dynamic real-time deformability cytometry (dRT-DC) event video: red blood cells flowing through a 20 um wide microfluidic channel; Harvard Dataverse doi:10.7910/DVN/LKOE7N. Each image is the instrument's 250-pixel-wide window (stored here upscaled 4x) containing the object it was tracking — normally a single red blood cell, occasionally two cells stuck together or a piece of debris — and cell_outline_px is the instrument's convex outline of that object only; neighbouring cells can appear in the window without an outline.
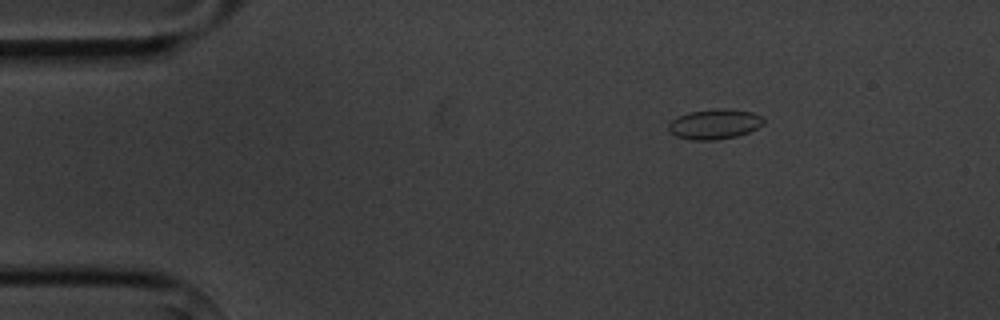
{"species": "common noctule bat (a hibernating species)", "species_latin": "Nyctalus noctula", "temperature_condition": "cold", "stored_images_in_passage": 4, "camera_frame_rate_fps": 3000, "um_per_image_px": 0.085, "animal": {"sex": "male", "body_mass_g": 20.1, "forearm_length_mm": 53.5}, "frame": {"image": 1, "passage_image": 2, "time_ms": 2.0, "image_size_px": [1000, 320], "cell_outline_px": [[764, 124], [748, 132], [736, 136], [716, 140], [688, 140], [676, 136], [668, 132], [668, 124], [672, 120], [688, 112], [720, 108], [728, 108], [752, 112], [764, 116]], "centroid_in_image_um": [60.74, 10.55], "position_along_channel_um": 24.3, "area_um2": 16.82}}